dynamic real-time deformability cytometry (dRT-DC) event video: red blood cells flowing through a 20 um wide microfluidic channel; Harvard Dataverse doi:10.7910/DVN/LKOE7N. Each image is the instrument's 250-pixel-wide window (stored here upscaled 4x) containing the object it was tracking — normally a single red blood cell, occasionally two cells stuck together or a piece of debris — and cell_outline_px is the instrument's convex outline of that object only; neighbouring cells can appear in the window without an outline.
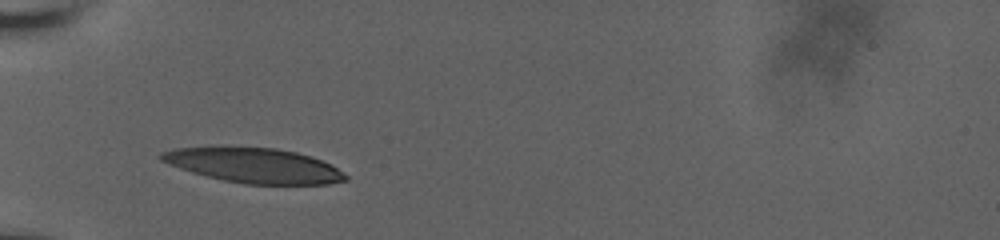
{"species": "human", "species_latin": "Homo sapiens", "temperature_condition": "room temperature", "stored_images_in_passage": 58, "camera_frame_rate_fps": 3000, "um_per_image_px": 0.085, "donor": {"sex": "male"}, "frame": {"image": 1, "passage_image": 1, "time_ms": 0.0, "image_size_px": [1000, 240], "cell_outline_px": [[348, 180], [328, 184], [244, 184], [224, 180], [192, 172], [180, 168], [160, 160], [160, 152], [176, 148], [276, 148], [296, 152], [312, 156], [332, 164], [348, 176]], "centroid_in_image_um": [21.67, 14.08], "position_along_channel_um": 63.3, "area_um2": 36.88}}
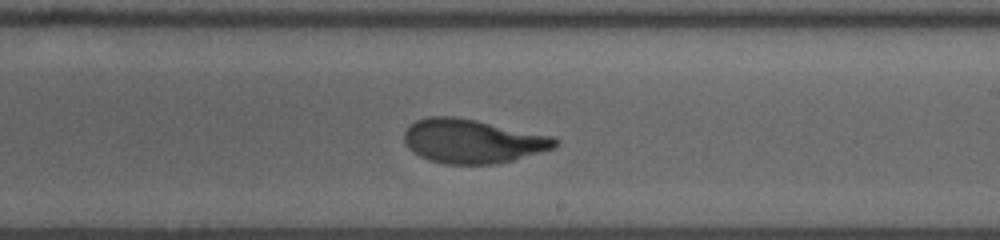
{"frame": {"image": 2, "passage_image": 25, "time_ms": 5.333, "image_size_px": [1000, 240], "cell_outline_px": [[560, 140], [556, 148], [512, 160], [496, 164], [444, 164], [428, 160], [412, 152], [404, 144], [404, 132], [416, 120], [428, 116], [456, 116], [476, 120], [552, 136]], "centroid_in_image_um": [40.15, 12.0], "position_along_channel_um": 248.8, "area_um2": 38.84}}
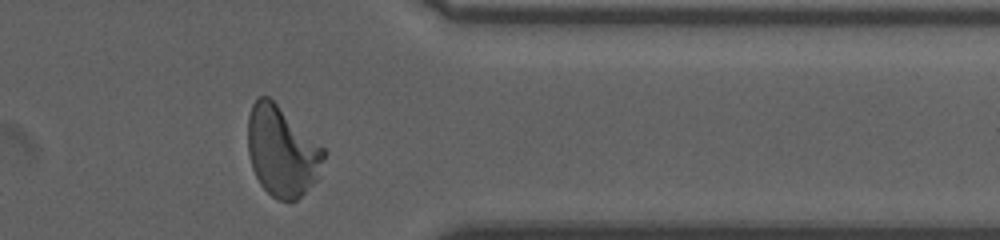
{"frame": {"image": 3, "passage_image": 56, "time_ms": 9.333, "image_size_px": [1000, 240], "cell_outline_px": [[324, 156], [320, 176], [296, 200], [276, 200], [260, 184], [252, 168], [248, 152], [248, 116], [252, 104], [260, 96], [268, 96], [324, 148]], "centroid_in_image_um": [23.95, 12.87], "position_along_channel_um": 387.5, "area_um2": 39.42}, "authors_computed_cell_mechanics": {"area_um2": 38.6971, "velocity_mm_per_s": 3.633, "shape_relaxation_time_tau1_ms": 5.1997, "shape_relaxation_time_tau2_ms": 1.0182, "deformation_change_tau1": 0.2153, "deformation_change_tau2": 0.0709}}